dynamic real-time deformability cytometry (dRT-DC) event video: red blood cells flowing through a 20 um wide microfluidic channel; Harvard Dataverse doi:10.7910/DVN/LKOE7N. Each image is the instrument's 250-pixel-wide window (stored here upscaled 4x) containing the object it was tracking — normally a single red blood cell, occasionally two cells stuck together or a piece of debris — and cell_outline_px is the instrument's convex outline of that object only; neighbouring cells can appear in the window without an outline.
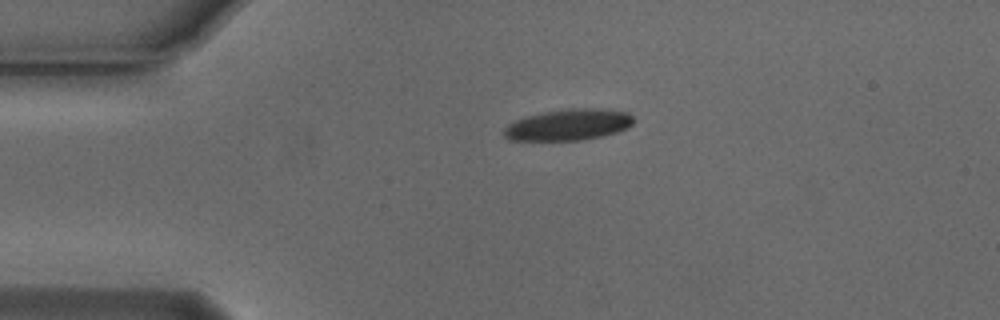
{"species": "Egyptian fruit bat (a non-hibernating species)", "species_latin": "Rousettus aegyptiacus", "temperature_condition": "cold", "stored_images_in_passage": 2, "camera_frame_rate_fps": 3000, "um_per_image_px": 0.085, "animal": {"sex": "male"}, "frame": {"image": 1, "passage_image": 1, "time_ms": 0.0, "image_size_px": [1000, 320], "cell_outline_px": [[636, 120], [628, 128], [616, 132], [584, 140], [508, 140], [504, 136], [504, 128], [512, 120], [524, 116], [544, 112], [568, 108], [608, 108], [628, 112]], "centroid_in_image_um": [48.33, 10.59], "position_along_channel_um": 36.7, "area_um2": 23.99}}